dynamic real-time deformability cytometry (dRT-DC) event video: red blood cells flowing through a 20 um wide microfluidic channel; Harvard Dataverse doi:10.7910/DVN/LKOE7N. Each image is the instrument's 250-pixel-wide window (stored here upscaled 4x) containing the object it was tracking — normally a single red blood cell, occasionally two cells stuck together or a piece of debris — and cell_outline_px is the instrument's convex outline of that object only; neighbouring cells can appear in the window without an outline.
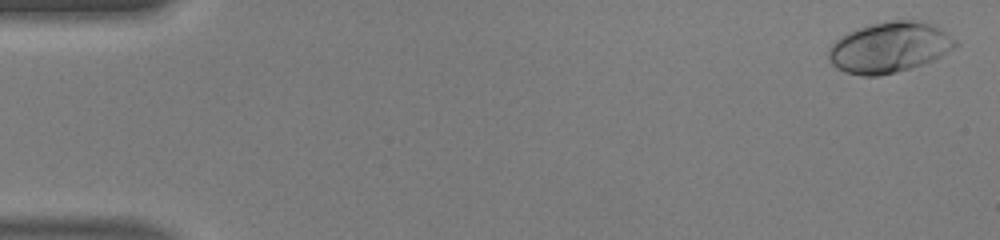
{"species": "human", "species_latin": "Homo sapiens", "temperature_condition": "warm", "stored_images_in_passage": 50, "camera_frame_rate_fps": 3000, "um_per_image_px": 0.085, "donor": {"sex": "male"}, "frame": {"image": 1, "passage_image": 2, "time_ms": 0.333, "image_size_px": [1000, 240], "cell_outline_px": [[960, 44], [940, 56], [932, 60], [912, 68], [896, 72], [876, 76], [860, 76], [844, 72], [836, 68], [832, 64], [828, 56], [828, 48], [840, 36], [848, 32], [872, 24], [892, 20], [912, 20], [928, 24], [940, 28], [956, 40]], "centroid_in_image_um": [75.57, 4.04], "position_along_channel_um": 9.4, "area_um2": 37.17}}
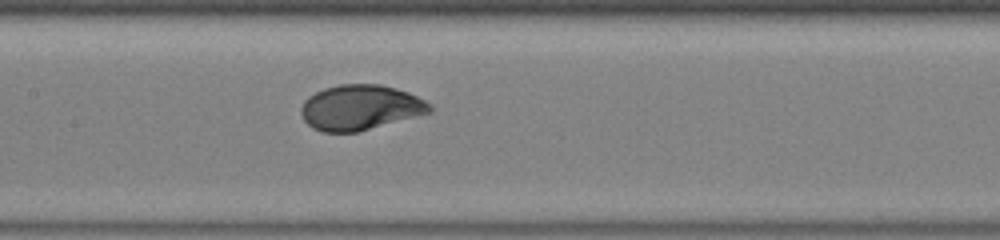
{"frame": {"image": 2, "passage_image": 25, "time_ms": 8.0, "image_size_px": [1000, 240], "cell_outline_px": [[432, 112], [356, 132], [324, 132], [312, 128], [304, 120], [300, 112], [300, 108], [304, 100], [308, 96], [324, 88], [340, 84], [380, 84], [396, 88], [408, 92], [432, 104]], "centroid_in_image_um": [30.61, 9.13], "position_along_channel_um": 176.8, "area_um2": 33.87}}
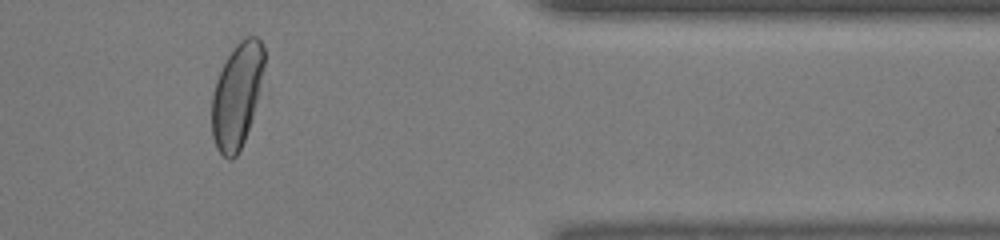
{"frame": {"image": 3, "passage_image": 42, "time_ms": 13.667, "image_size_px": [1000, 240], "cell_outline_px": [[264, 68], [252, 116], [244, 140], [236, 156], [232, 160], [228, 160], [216, 148], [212, 136], [212, 96], [216, 80], [228, 56], [236, 44], [244, 36], [256, 36], [260, 40], [264, 48]], "centroid_in_image_um": [20.12, 8.1], "position_along_channel_um": 391.3, "area_um2": 31.44}, "authors_computed_cell_mechanics": {"area_um2": 33.9286, "velocity_mm_per_s": 4.1609, "shape_relaxation_time_tau1_ms": 2.6291, "shape_relaxation_time_tau2_ms": null, "deformation_change_tau1": 0.1726, "deformation_change_tau2": null}}